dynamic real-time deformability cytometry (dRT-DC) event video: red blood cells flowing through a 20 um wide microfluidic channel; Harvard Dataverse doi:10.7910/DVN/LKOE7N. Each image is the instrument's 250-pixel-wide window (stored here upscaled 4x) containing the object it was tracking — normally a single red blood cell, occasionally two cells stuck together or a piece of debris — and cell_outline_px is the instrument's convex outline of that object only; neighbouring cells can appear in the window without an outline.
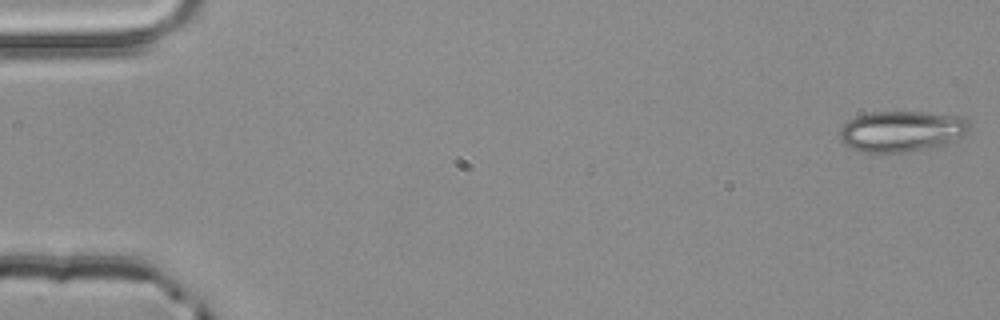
{"species": "common noctule bat (a hibernating species)", "species_latin": "Nyctalus noctula", "temperature_condition": "room temperature", "stored_images_in_passage": 3, "camera_frame_rate_fps": 3000, "um_per_image_px": 0.085, "animal": {"sex": "male", "body_mass_g": 20.4}, "frame": {"image": 1, "passage_image": 1, "time_ms": 0.0, "image_size_px": [1000, 320], "cell_outline_px": [[972, 128], [964, 136], [948, 144], [920, 152], [864, 152], [852, 148], [844, 144], [840, 140], [840, 128], [848, 120], [856, 116], [872, 112], [920, 112], [964, 116], [972, 124]], "centroid_in_image_um": [76.73, 11.17], "position_along_channel_um": 8.3, "area_um2": 31.62}}